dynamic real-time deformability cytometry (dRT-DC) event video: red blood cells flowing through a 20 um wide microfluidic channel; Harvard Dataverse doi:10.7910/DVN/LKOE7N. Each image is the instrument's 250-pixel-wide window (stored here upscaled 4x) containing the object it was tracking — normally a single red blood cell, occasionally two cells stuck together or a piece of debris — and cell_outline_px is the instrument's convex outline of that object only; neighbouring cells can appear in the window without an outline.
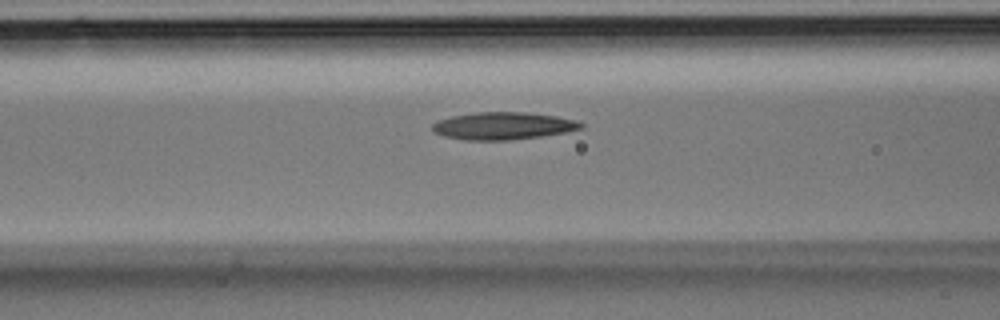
{"species": "Egyptian fruit bat (a non-hibernating species)", "species_latin": "Rousettus aegyptiacus", "temperature_condition": "room temperature", "stored_images_in_passage": 25, "camera_frame_rate_fps": 3000, "um_per_image_px": 0.085, "animal": {"sex": "male"}, "frame": {"image": 1, "passage_image": 5, "time_ms": 1.333, "image_size_px": [1000, 320], "cell_outline_px": [[584, 128], [564, 132], [540, 136], [508, 140], [468, 140], [444, 136], [432, 132], [432, 124], [436, 120], [452, 116], [476, 112], [524, 112], [556, 116], [576, 120], [584, 124]], "centroid_in_image_um": [42.73, 10.69], "position_along_channel_um": 123.9, "area_um2": 23.7}}
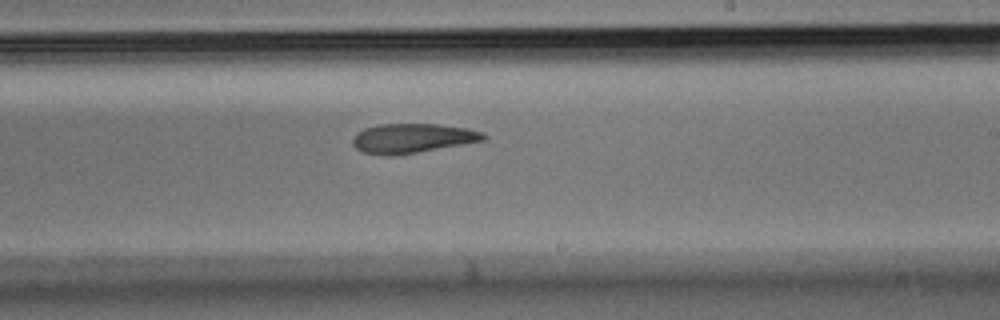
{"frame": {"image": 2, "passage_image": 12, "time_ms": 3.667, "image_size_px": [1000, 320], "cell_outline_px": [[488, 136], [484, 140], [464, 144], [416, 152], [364, 152], [356, 148], [352, 144], [352, 140], [356, 132], [364, 128], [376, 124], [436, 124], [468, 128], [484, 132]], "centroid_in_image_um": [35.12, 11.69], "position_along_channel_um": 253.9, "area_um2": 21.68}}
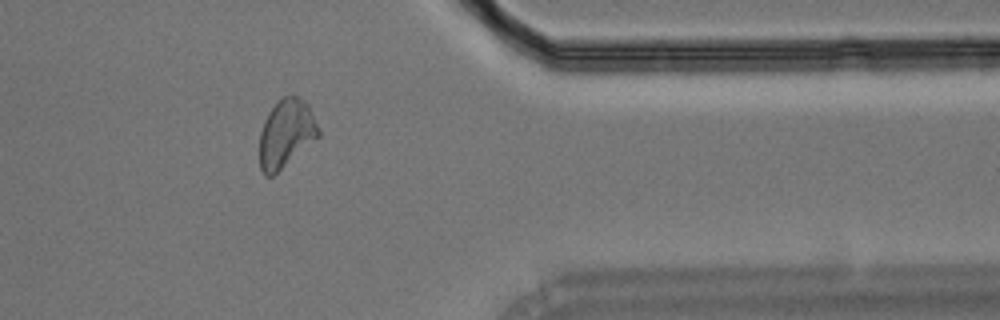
{"frame": {"image": 3, "passage_image": 20, "time_ms": 6.333, "image_size_px": [1000, 320], "cell_outline_px": [[320, 136], [272, 176], [264, 176], [260, 168], [260, 132], [264, 120], [268, 112], [284, 96], [300, 96], [308, 104], [320, 132]], "centroid_in_image_um": [24.31, 11.35], "position_along_channel_um": 387.1, "area_um2": 23.12}}